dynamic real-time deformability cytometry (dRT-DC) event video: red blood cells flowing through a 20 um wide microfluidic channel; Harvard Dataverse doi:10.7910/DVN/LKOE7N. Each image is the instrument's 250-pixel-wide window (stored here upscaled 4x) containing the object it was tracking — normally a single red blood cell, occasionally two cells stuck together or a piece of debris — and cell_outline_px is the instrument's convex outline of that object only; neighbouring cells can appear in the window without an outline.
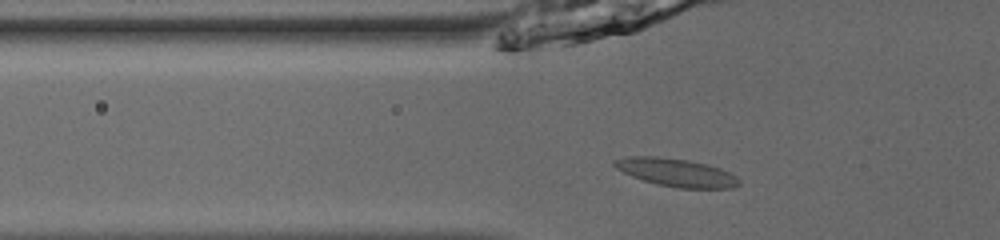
{"species": "common noctule bat (a hibernating species)", "species_latin": "Nyctalus noctula", "temperature_condition": "room temperature", "stored_images_in_passage": 49, "camera_frame_rate_fps": 3000, "um_per_image_px": 0.085, "animal": {"sex": "male", "body_mass_g": 13.0, "forearm_length_mm": 53.1}, "frame": {"image": 1, "passage_image": 15, "time_ms": 4.667, "image_size_px": [1000, 240], "cell_outline_px": [[740, 184], [732, 188], [676, 188], [656, 184], [632, 176], [616, 168], [612, 164], [612, 160], [628, 156], [656, 156], [688, 160], [720, 168], [736, 176], [740, 180]], "centroid_in_image_um": [57.46, 14.66], "position_along_channel_um": 68.3, "area_um2": 20.29}}
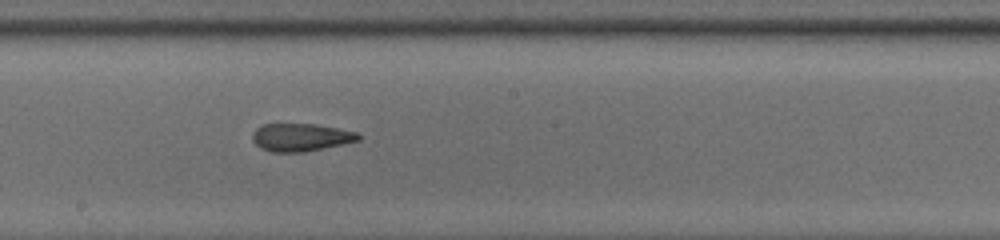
{"frame": {"image": 2, "passage_image": 27, "time_ms": 8.667, "image_size_px": [1000, 240], "cell_outline_px": [[360, 140], [344, 144], [304, 152], [272, 152], [260, 148], [252, 140], [252, 132], [256, 128], [264, 124], [316, 124], [356, 132], [360, 136]], "centroid_in_image_um": [25.54, 11.68], "position_along_channel_um": 222.7, "area_um2": 17.17}}
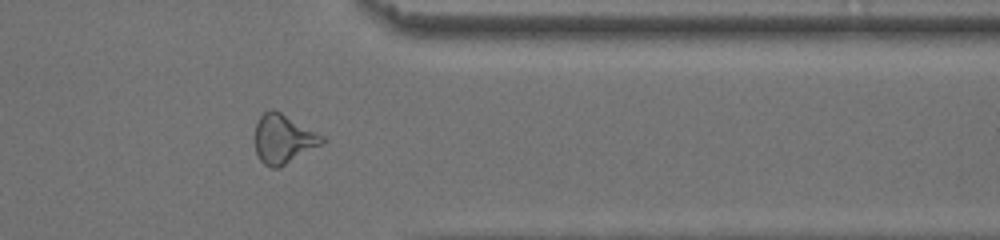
{"frame": {"image": 3, "passage_image": 40, "time_ms": 13.0, "image_size_px": [1000, 240], "cell_outline_px": [[324, 140], [320, 144], [280, 168], [272, 168], [264, 164], [260, 160], [256, 152], [256, 124], [260, 116], [264, 112], [272, 108], [280, 112], [324, 136]], "centroid_in_image_um": [24.05, 11.81], "position_along_channel_um": 387.3, "area_um2": 18.79}, "authors_computed_cell_mechanics": {"area_um2": 18.2648, "velocity_mm_per_s": 3.8827, "shape_relaxation_time_tau1_ms": 7.158, "shape_relaxation_time_tau2_ms": 2.213, "deformation_change_tau1": 0.1913, "deformation_change_tau2": 0.1263}}